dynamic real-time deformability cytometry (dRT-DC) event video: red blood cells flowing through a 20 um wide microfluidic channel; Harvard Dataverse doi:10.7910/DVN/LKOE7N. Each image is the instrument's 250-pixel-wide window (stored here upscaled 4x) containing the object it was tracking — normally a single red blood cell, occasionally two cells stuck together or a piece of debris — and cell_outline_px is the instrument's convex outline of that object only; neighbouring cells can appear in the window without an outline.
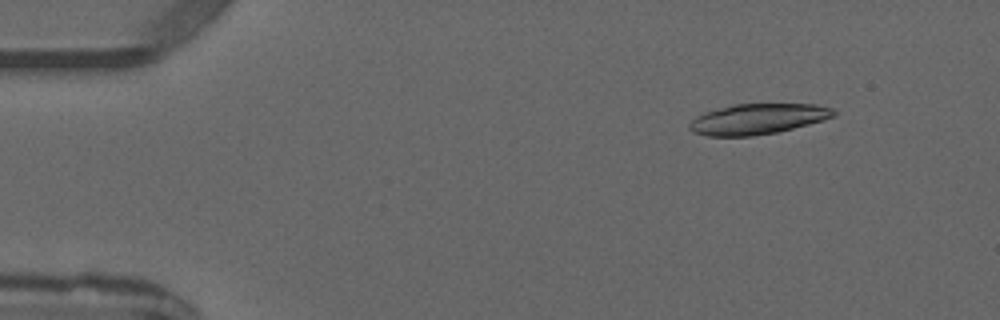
{"species": "common noctule bat (a hibernating species)", "species_latin": "Nyctalus noctula", "temperature_condition": "warm", "stored_images_in_passage": 4, "camera_frame_rate_fps": 3000, "um_per_image_px": 0.085, "animal": {"sex": "male", "forearm_length_mm": 52.5}, "frame": {"image": 1, "passage_image": 2, "time_ms": 1.333, "image_size_px": [1000, 320], "cell_outline_px": [[836, 116], [824, 120], [776, 132], [752, 136], [708, 136], [692, 132], [688, 128], [688, 124], [696, 116], [704, 112], [736, 104], [816, 104], [832, 108], [836, 112]], "centroid_in_image_um": [64.4, 10.11], "position_along_channel_um": 20.6, "area_um2": 25.61}}